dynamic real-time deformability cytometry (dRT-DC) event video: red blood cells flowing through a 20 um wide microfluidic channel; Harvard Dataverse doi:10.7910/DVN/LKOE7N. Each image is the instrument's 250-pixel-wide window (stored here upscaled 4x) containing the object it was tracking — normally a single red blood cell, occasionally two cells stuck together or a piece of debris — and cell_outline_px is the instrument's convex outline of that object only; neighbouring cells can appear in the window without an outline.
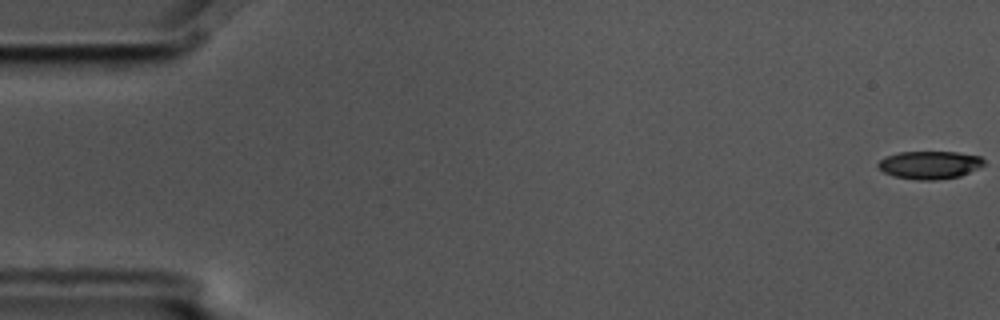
{"species": "common noctule bat (a hibernating species)", "species_latin": "Nyctalus noctula", "temperature_condition": "cold", "stored_images_in_passage": 5, "camera_frame_rate_fps": 3000, "um_per_image_px": 0.085, "animal": {"sex": "male", "body_mass_g": 17.5, "forearm_length_mm": 52.3}, "frame": {"image": 1, "passage_image": 1, "time_ms": 0.0, "image_size_px": [1000, 320], "cell_outline_px": [[984, 164], [980, 168], [960, 176], [936, 180], [916, 180], [896, 176], [884, 172], [876, 164], [884, 156], [900, 152], [956, 152], [980, 156], [984, 160]], "centroid_in_image_um": [79.03, 14.01], "position_along_channel_um": 6.0, "area_um2": 17.22}}
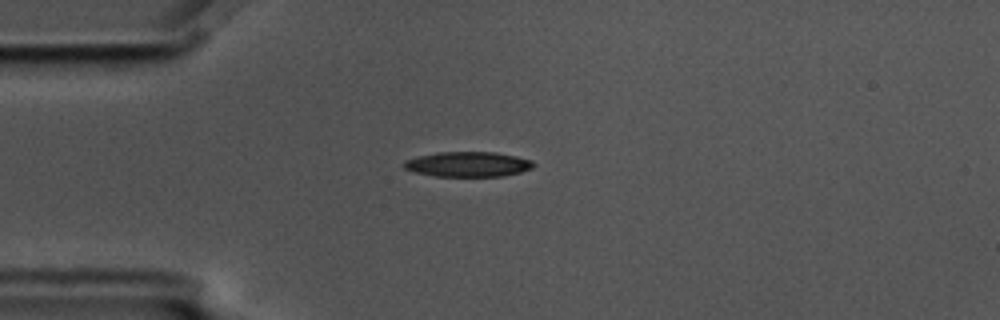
{"frame": {"image": 2, "passage_image": 5, "time_ms": 1.333, "image_size_px": [1000, 320], "cell_outline_px": [[536, 164], [532, 168], [520, 172], [504, 176], [436, 176], [416, 172], [404, 168], [404, 160], [420, 156], [440, 152], [496, 152], [516, 156], [532, 160]], "centroid_in_image_um": [39.82, 13.96], "position_along_channel_um": 45.2, "area_um2": 18.79}}